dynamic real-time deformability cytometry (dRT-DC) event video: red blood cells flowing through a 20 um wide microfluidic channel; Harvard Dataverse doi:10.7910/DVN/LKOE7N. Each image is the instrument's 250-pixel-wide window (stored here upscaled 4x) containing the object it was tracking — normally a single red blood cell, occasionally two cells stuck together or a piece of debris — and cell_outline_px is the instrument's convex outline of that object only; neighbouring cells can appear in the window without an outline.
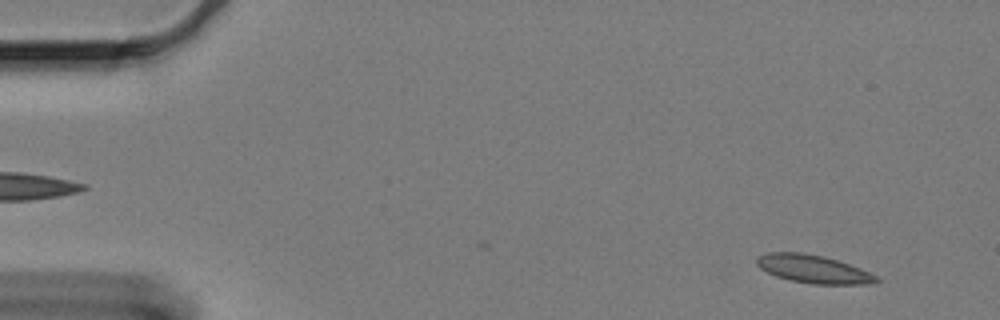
{"species": "Egyptian fruit bat (a non-hibernating species)", "species_latin": "Rousettus aegyptiacus", "temperature_condition": "cold", "stored_images_in_passage": 44, "camera_frame_rate_fps": 3000, "um_per_image_px": 0.085, "animal": {"sex": "female"}, "frame": {"image": 1, "passage_image": 4, "time_ms": 1.0, "image_size_px": [1000, 320], "cell_outline_px": [[880, 280], [876, 284], [812, 284], [788, 280], [776, 276], [760, 268], [756, 264], [756, 256], [768, 252], [800, 252], [824, 256], [860, 268], [876, 276]], "centroid_in_image_um": [69.11, 22.87], "position_along_channel_um": 15.9, "area_um2": 19.65}}
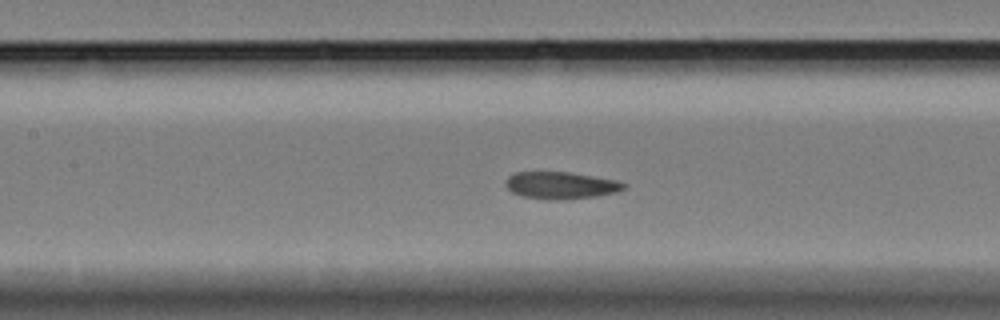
{"frame": {"image": 2, "passage_image": 27, "time_ms": 8.667, "image_size_px": [1000, 320], "cell_outline_px": [[628, 184], [624, 188], [616, 192], [596, 196], [564, 200], [548, 200], [520, 196], [512, 192], [504, 184], [508, 176], [516, 172], [568, 172], [616, 180]], "centroid_in_image_um": [47.64, 15.76], "position_along_channel_um": 159.8, "area_um2": 18.73}}
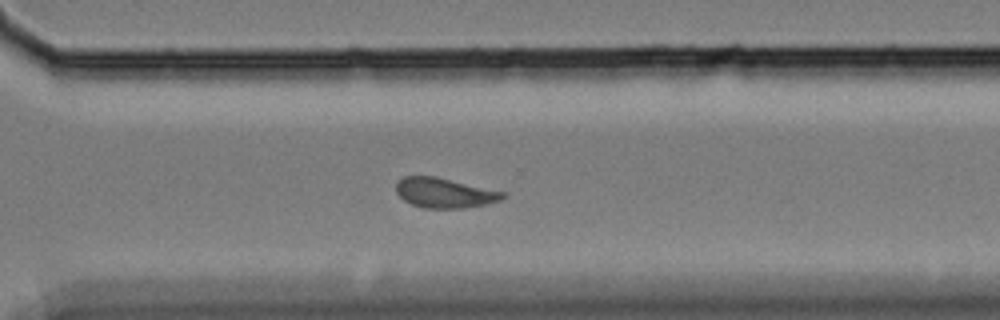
{"frame": {"image": 3, "passage_image": 43, "time_ms": 14.0, "image_size_px": [1000, 320], "cell_outline_px": [[504, 196], [500, 200], [488, 204], [464, 208], [424, 208], [412, 204], [404, 200], [396, 192], [396, 184], [404, 176], [436, 176], [504, 192]], "centroid_in_image_um": [37.77, 16.39], "position_along_channel_um": 332.8, "area_um2": 18.44}}